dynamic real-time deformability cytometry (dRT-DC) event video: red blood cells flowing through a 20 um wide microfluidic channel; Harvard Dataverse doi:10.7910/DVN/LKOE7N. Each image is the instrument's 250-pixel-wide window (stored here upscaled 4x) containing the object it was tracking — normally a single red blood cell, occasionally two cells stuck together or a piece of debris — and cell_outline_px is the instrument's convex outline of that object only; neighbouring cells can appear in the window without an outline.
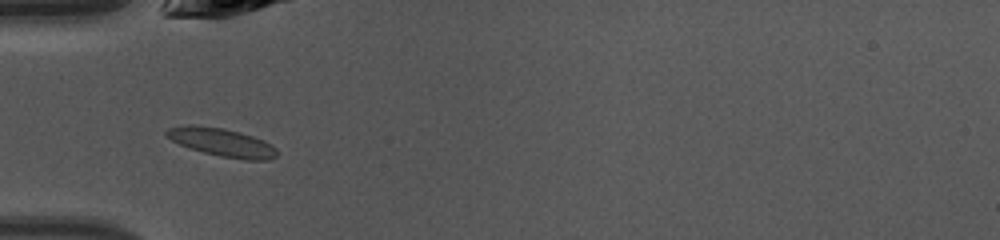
{"species": "common noctule bat (a hibernating species)", "species_latin": "Nyctalus noctula", "temperature_condition": "warm", "stored_images_in_passage": 31, "camera_frame_rate_fps": 3000, "um_per_image_px": 0.085, "animal": {"sex": "female", "body_mass_g": 10.0, "forearm_length_mm": 53.1}, "frame": {"image": 1, "passage_image": 1, "time_ms": 0.0, "image_size_px": [1000, 240], "cell_outline_px": [[264, 144], [252, 156], [228, 156], [196, 148], [184, 144], [184, 128], [212, 128], [232, 132], [256, 140]], "centroid_in_image_um": [18.79, 12.06], "position_along_channel_um": 66.2, "area_um2": 11.39}}
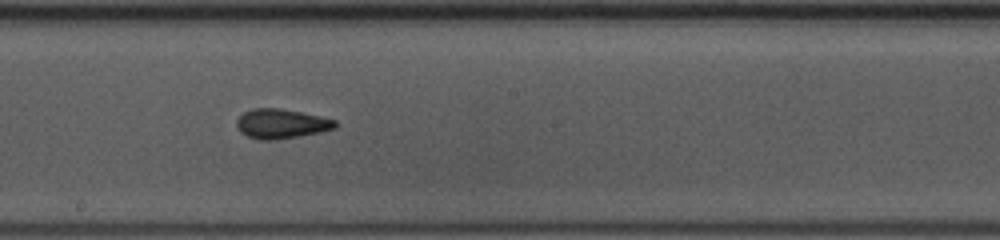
{"frame": {"image": 2, "passage_image": 12, "time_ms": 3.667, "image_size_px": [1000, 240], "cell_outline_px": [[336, 124], [328, 128], [312, 132], [288, 136], [252, 136], [244, 132], [240, 128], [240, 120], [248, 112], [292, 112], [332, 120]], "centroid_in_image_um": [23.96, 10.53], "position_along_channel_um": 224.2, "area_um2": 13.06}}
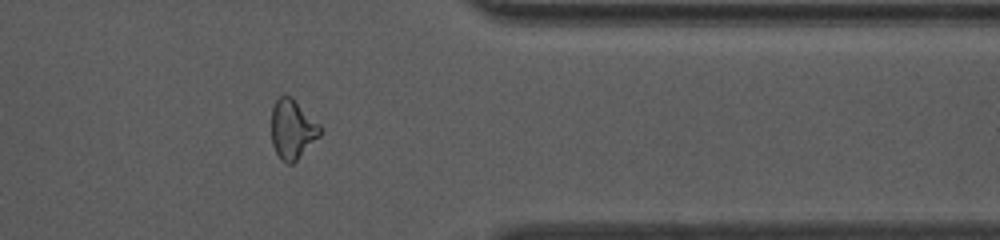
{"frame": {"image": 3, "passage_image": 24, "time_ms": 7.667, "image_size_px": [1000, 240], "cell_outline_px": [[320, 132], [292, 160], [280, 156], [276, 148], [272, 136], [272, 116], [276, 104], [292, 100], [320, 128]], "centroid_in_image_um": [24.82, 11.0], "position_along_channel_um": 386.6, "area_um2": 13.7}}